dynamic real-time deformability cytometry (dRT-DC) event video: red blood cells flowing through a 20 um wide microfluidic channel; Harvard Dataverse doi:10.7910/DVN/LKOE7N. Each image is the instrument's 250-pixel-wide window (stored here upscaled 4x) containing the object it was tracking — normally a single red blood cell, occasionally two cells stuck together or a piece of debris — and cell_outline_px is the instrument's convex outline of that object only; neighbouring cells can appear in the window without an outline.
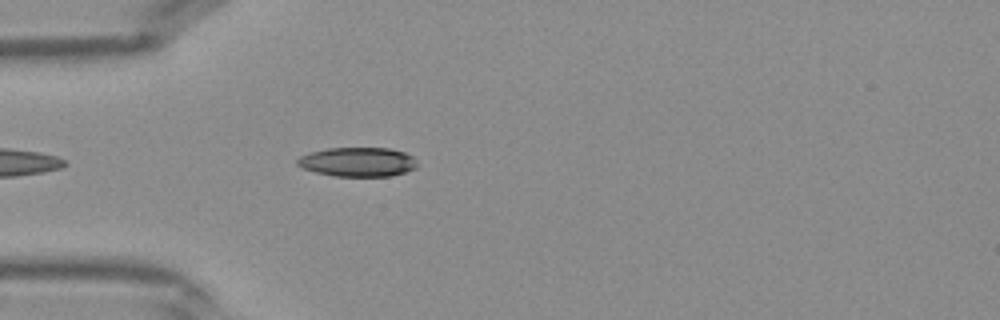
{"species": "Egyptian fruit bat (a non-hibernating species)", "species_latin": "Rousettus aegyptiacus", "temperature_condition": "warm", "stored_images_in_passage": 16, "camera_frame_rate_fps": 3000, "um_per_image_px": 0.085, "frame": {"image": 1, "passage_image": 3, "time_ms": 0.667, "image_size_px": [1000, 320], "cell_outline_px": [[416, 168], [392, 176], [336, 176], [316, 172], [304, 168], [296, 164], [296, 160], [300, 156], [312, 152], [328, 148], [388, 148], [404, 152], [412, 156], [416, 160]], "centroid_in_image_um": [30.42, 13.76], "position_along_channel_um": 54.6, "area_um2": 20.29}}
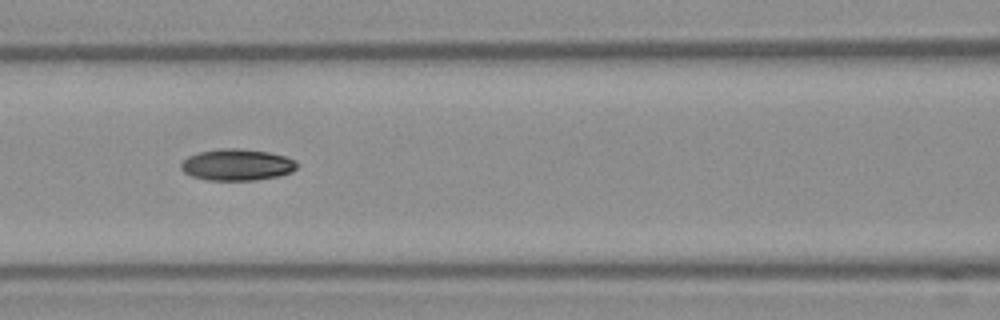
{"frame": {"image": 2, "passage_image": 9, "time_ms": 2.667, "image_size_px": [1000, 320], "cell_outline_px": [[300, 164], [292, 172], [280, 176], [256, 180], [208, 180], [192, 176], [184, 172], [180, 168], [180, 164], [188, 156], [200, 152], [220, 148], [236, 148], [268, 152], [284, 156], [296, 160]], "centroid_in_image_um": [20.17, 14.01], "position_along_channel_um": 146.4, "area_um2": 21.39}}
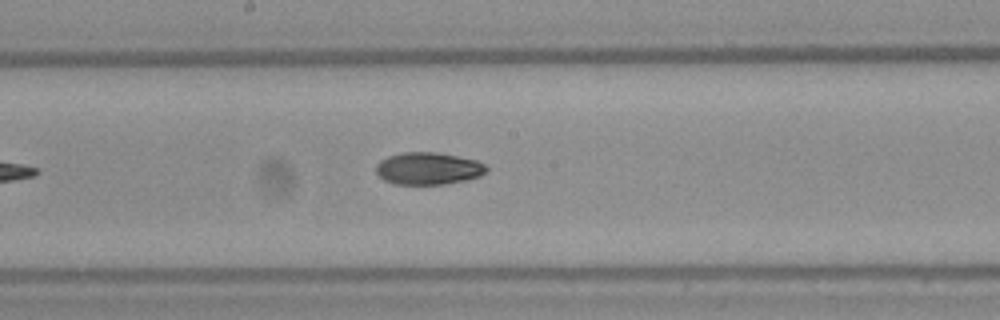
{"frame": {"image": 3, "passage_image": 13, "time_ms": 4.0, "image_size_px": [1000, 320], "cell_outline_px": [[488, 168], [480, 176], [464, 180], [444, 184], [396, 184], [384, 180], [376, 172], [376, 164], [380, 160], [388, 156], [404, 152], [436, 152], [476, 160], [484, 164]], "centroid_in_image_um": [36.37, 14.32], "position_along_channel_um": 211.8, "area_um2": 20.58}}